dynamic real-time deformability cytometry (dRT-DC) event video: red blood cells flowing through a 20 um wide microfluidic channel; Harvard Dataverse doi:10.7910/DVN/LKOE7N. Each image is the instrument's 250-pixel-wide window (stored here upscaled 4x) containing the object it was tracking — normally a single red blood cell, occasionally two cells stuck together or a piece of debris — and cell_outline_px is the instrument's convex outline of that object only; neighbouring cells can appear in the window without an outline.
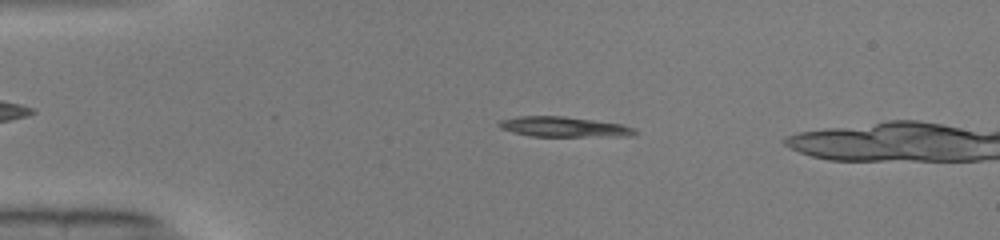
{"species": "common noctule bat (a hibernating species)", "species_latin": "Nyctalus noctula", "temperature_condition": "warm", "stored_images_in_passage": 50, "camera_frame_rate_fps": 3000, "um_per_image_px": 0.085, "animal": {"sex": "male", "body_mass_g": 19.0, "forearm_length_mm": 50.8}, "frame": {"image": 1, "passage_image": 11, "time_ms": 3.333, "image_size_px": [1000, 240], "cell_outline_px": [[640, 132], [632, 136], [532, 136], [512, 132], [500, 128], [496, 124], [500, 120], [520, 116], [564, 116], [620, 124], [632, 128]], "centroid_in_image_um": [47.9, 10.78], "position_along_channel_um": 37.1, "area_um2": 15.84}}
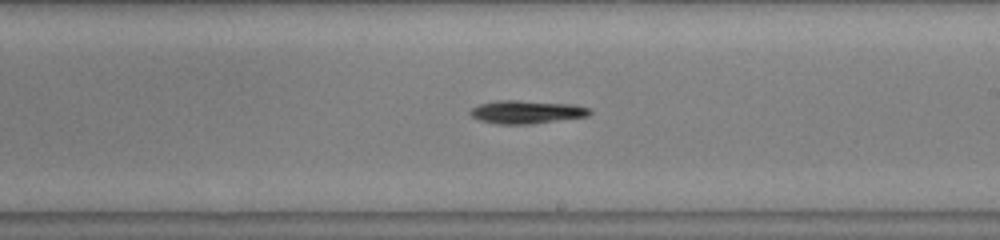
{"frame": {"image": 2, "passage_image": 29, "time_ms": 9.333, "image_size_px": [1000, 240], "cell_outline_px": [[592, 112], [588, 116], [528, 124], [496, 124], [480, 120], [472, 116], [468, 112], [472, 108], [480, 104], [500, 100], [516, 100], [572, 104], [588, 108]], "centroid_in_image_um": [44.73, 9.52], "position_along_channel_um": 244.3, "area_um2": 15.9}}
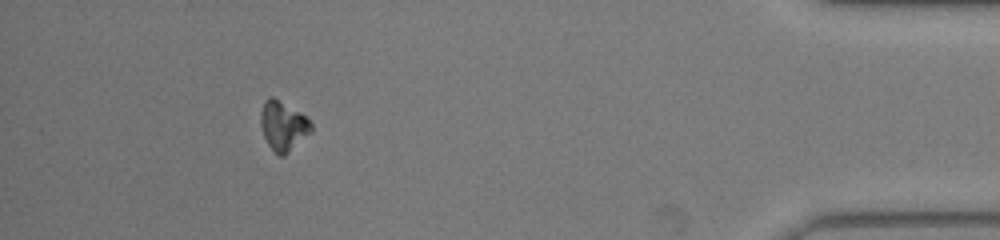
{"frame": {"image": 3, "passage_image": 45, "time_ms": 14.667, "image_size_px": [1000, 240], "cell_outline_px": [[312, 132], [284, 156], [280, 156], [268, 144], [264, 136], [260, 124], [260, 112], [264, 100], [268, 96], [272, 96], [300, 112], [312, 124]], "centroid_in_image_um": [24.05, 10.68], "position_along_channel_um": 411.1, "area_um2": 14.51}, "authors_computed_cell_mechanics": {"area_um2": 15.5482, "velocity_mm_per_s": 4.1159, "shape_relaxation_time_tau1_ms": null, "shape_relaxation_time_tau2_ms": 1.362, "deformation_change_tau1": null, "deformation_change_tau2": 0.047}}